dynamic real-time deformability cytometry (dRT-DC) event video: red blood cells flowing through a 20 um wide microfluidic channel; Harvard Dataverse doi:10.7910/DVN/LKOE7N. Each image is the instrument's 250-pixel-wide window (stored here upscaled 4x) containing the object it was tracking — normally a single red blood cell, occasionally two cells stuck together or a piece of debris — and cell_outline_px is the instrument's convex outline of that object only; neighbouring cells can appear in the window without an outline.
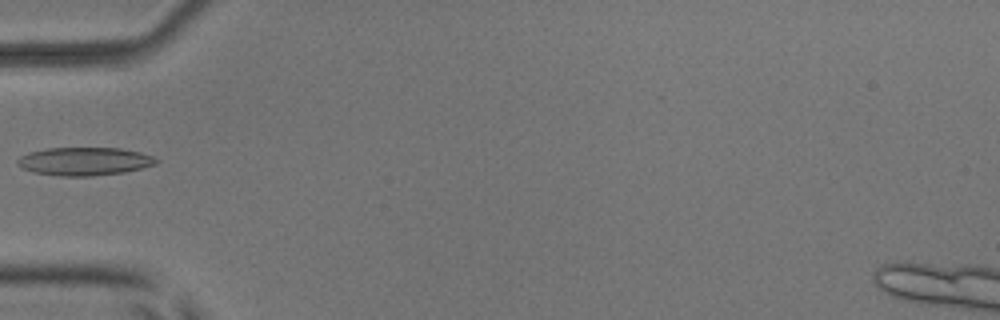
{"species": "common noctule bat (a hibernating species)", "species_latin": "Nyctalus noctula", "temperature_condition": "room temperature", "stored_images_in_passage": 6, "camera_frame_rate_fps": 3000, "um_per_image_px": 0.085, "animal": {"sex": "male", "body_mass_g": 17.9, "forearm_length_mm": 54.2}, "frame": {"image": 1, "passage_image": 5, "time_ms": 5.0, "image_size_px": [1000, 320], "cell_outline_px": [[160, 160], [156, 164], [124, 172], [92, 176], [60, 176], [36, 172], [24, 168], [16, 164], [16, 160], [20, 156], [28, 152], [48, 148], [120, 148], [140, 152], [152, 156]], "centroid_in_image_um": [7.18, 13.71], "position_along_channel_um": 77.8, "area_um2": 22.66}}
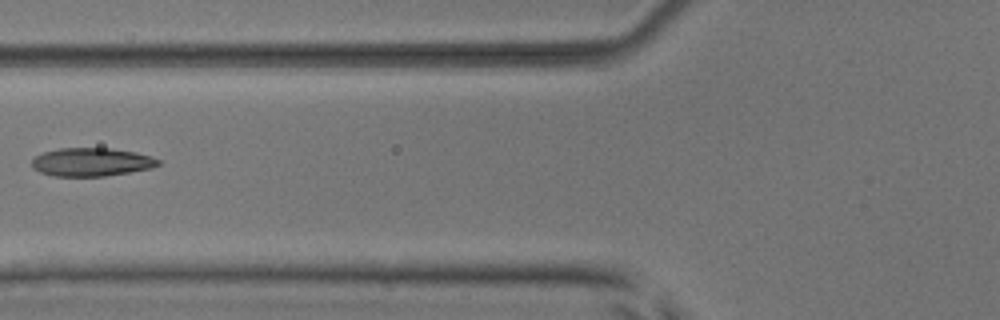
{"frame": {"image": 2, "passage_image": 6, "time_ms": 6.0, "image_size_px": [1000, 320], "cell_outline_px": [[160, 164], [152, 168], [104, 176], [52, 176], [40, 172], [32, 168], [32, 160], [36, 156], [44, 152], [60, 148], [112, 148], [136, 152], [152, 156], [160, 160]], "centroid_in_image_um": [7.79, 13.77], "position_along_channel_um": 118.0, "area_um2": 20.92}}